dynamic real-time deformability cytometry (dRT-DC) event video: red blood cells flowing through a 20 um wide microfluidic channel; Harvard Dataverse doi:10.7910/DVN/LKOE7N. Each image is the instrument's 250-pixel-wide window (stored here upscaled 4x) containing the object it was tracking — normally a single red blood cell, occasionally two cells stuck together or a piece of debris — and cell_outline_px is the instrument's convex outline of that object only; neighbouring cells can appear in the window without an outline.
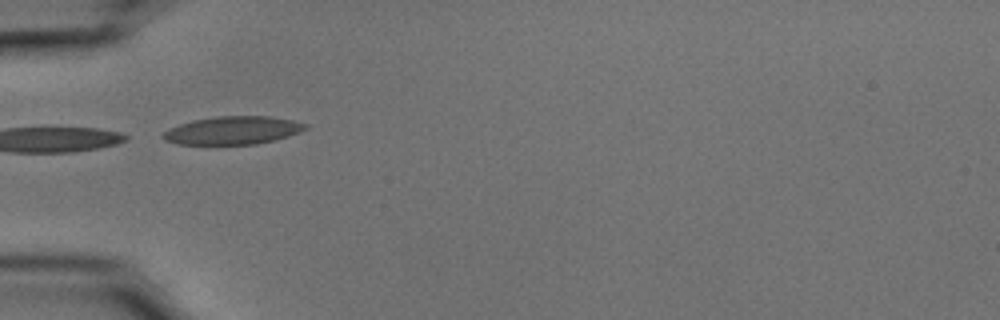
{"species": "common noctule bat (a hibernating species)", "species_latin": "Nyctalus noctula", "temperature_condition": "cold", "stored_images_in_passage": 14, "camera_frame_rate_fps": 3000, "um_per_image_px": 0.085, "animal": {"sex": "male", "body_mass_g": 15.6}, "frame": {"image": 1, "passage_image": 1, "time_ms": 0.0, "image_size_px": [1000, 320], "cell_outline_px": [[308, 128], [300, 132], [288, 136], [256, 144], [176, 144], [164, 140], [160, 136], [164, 132], [180, 124], [192, 120], [220, 116], [268, 116], [292, 120], [308, 124]], "centroid_in_image_um": [19.8, 11.08], "position_along_channel_um": 65.2, "area_um2": 23.12}}